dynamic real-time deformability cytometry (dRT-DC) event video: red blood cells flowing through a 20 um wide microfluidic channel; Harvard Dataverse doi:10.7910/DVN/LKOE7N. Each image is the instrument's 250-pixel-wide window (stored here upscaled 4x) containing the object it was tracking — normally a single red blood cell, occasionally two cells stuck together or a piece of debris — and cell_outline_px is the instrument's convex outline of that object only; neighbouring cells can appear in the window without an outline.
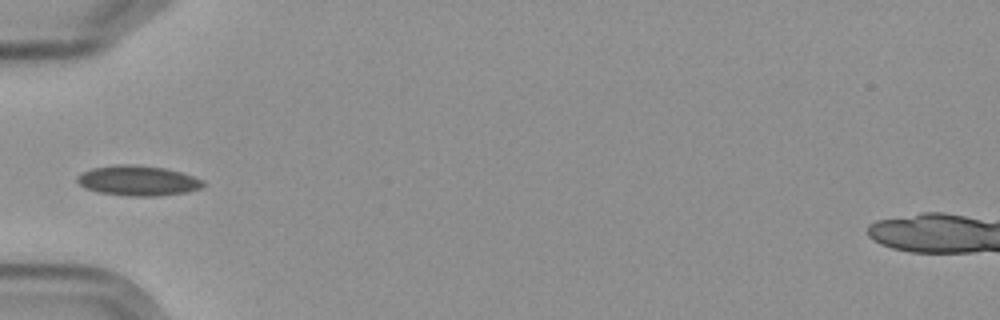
{"species": "Egyptian fruit bat (a non-hibernating species)", "species_latin": "Rousettus aegyptiacus", "temperature_condition": "cold", "stored_images_in_passage": 15, "camera_frame_rate_fps": 3000, "um_per_image_px": 0.085, "frame": {"image": 1, "passage_image": 5, "time_ms": 5.667, "image_size_px": [1000, 320], "cell_outline_px": [[204, 184], [200, 188], [188, 192], [160, 196], [124, 196], [100, 192], [84, 188], [76, 180], [76, 176], [80, 172], [92, 168], [116, 164], [132, 164], [164, 168], [180, 172], [204, 180]], "centroid_in_image_um": [11.69, 15.36], "position_along_channel_um": 73.3, "area_um2": 22.25}}
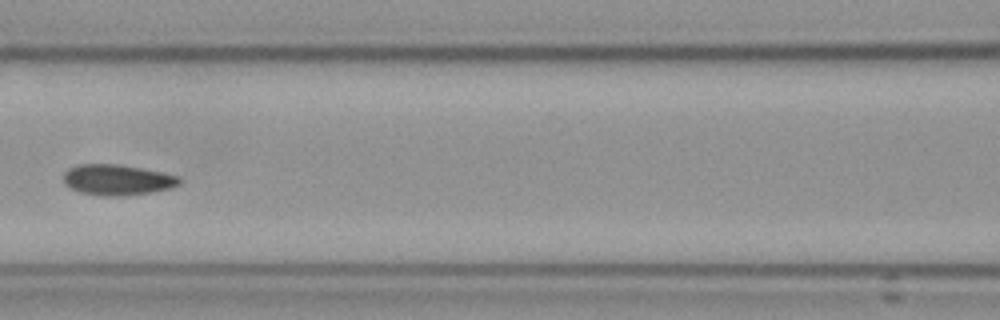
{"frame": {"image": 2, "passage_image": 7, "time_ms": 8.0, "image_size_px": [1000, 320], "cell_outline_px": [[180, 184], [168, 188], [152, 192], [124, 196], [104, 196], [80, 192], [64, 184], [64, 172], [68, 168], [80, 164], [116, 164], [164, 172], [180, 176]], "centroid_in_image_um": [9.97, 15.28], "position_along_channel_um": 156.6, "area_um2": 20.69}}
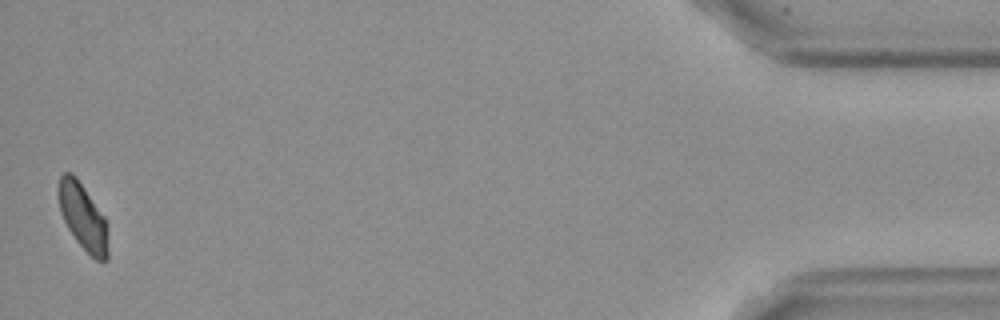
{"frame": {"image": 3, "passage_image": 15, "time_ms": 18.0, "image_size_px": [1000, 320], "cell_outline_px": [[108, 260], [96, 260], [76, 240], [68, 228], [60, 212], [56, 188], [60, 176], [64, 172], [72, 172], [76, 176], [104, 216], [108, 248]], "centroid_in_image_um": [7.0, 18.37], "position_along_channel_um": 428.2, "area_um2": 19.07}, "authors_computed_cell_mechanics": {"area_um2": 20.519, "velocity_mm_per_s": 3.5513, "shape_relaxation_time_tau1_ms": 9.4057, "shape_relaxation_time_tau2_ms": 1.9759, "deformation_change_tau1": 0.1037, "deformation_change_tau2": 0.0268}}